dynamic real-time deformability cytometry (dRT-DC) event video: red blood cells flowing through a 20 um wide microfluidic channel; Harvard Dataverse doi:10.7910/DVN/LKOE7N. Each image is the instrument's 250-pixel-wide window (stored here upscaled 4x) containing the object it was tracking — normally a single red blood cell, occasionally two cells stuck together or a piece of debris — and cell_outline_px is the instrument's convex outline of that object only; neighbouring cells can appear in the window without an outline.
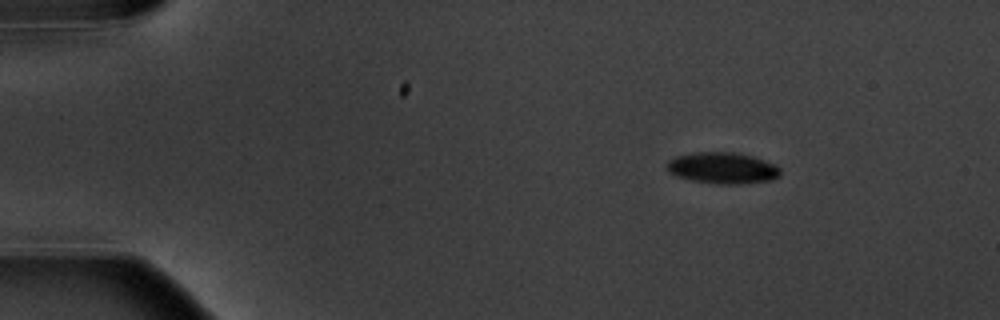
{"species": "common noctule bat (a hibernating species)", "species_latin": "Nyctalus noctula", "temperature_condition": "warm", "stored_images_in_passage": 8, "camera_frame_rate_fps": 3000, "um_per_image_px": 0.085, "animal": {"sex": "male", "body_mass_g": 20.1, "forearm_length_mm": 53.5}, "frame": {"image": 1, "passage_image": 1, "time_ms": 0.0, "image_size_px": [1000, 320], "cell_outline_px": [[780, 176], [772, 180], [740, 184], [720, 184], [692, 180], [676, 176], [668, 172], [664, 168], [668, 160], [676, 156], [696, 152], [736, 152], [752, 156], [776, 164], [780, 168]], "centroid_in_image_um": [61.41, 14.28], "position_along_channel_um": 23.6, "area_um2": 20.92}}
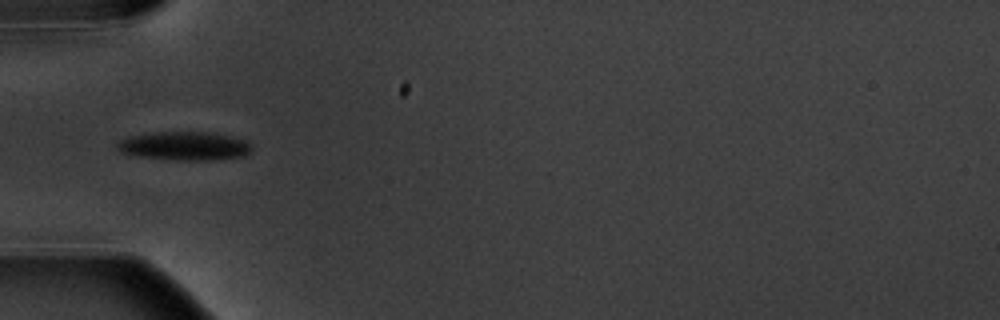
{"frame": {"image": 2, "passage_image": 4, "time_ms": 3.667, "image_size_px": [1000, 320], "cell_outline_px": [[252, 152], [240, 156], [216, 160], [172, 160], [132, 156], [120, 152], [116, 148], [116, 144], [120, 140], [128, 136], [156, 132], [208, 132], [248, 140], [252, 144]], "centroid_in_image_um": [15.65, 12.42], "position_along_channel_um": 69.3, "area_um2": 22.77}}
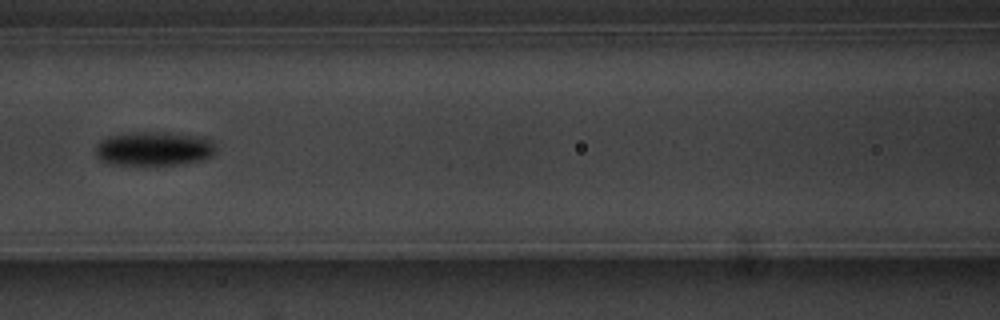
{"frame": {"image": 3, "passage_image": 6, "time_ms": 6.0, "image_size_px": [1000, 320], "cell_outline_px": [[216, 152], [212, 156], [204, 160], [176, 164], [144, 168], [108, 164], [100, 160], [96, 156], [96, 144], [100, 140], [108, 136], [132, 132], [172, 132], [204, 136], [212, 140], [216, 148]], "centroid_in_image_um": [13.08, 12.67], "position_along_channel_um": 153.5, "area_um2": 25.26}}